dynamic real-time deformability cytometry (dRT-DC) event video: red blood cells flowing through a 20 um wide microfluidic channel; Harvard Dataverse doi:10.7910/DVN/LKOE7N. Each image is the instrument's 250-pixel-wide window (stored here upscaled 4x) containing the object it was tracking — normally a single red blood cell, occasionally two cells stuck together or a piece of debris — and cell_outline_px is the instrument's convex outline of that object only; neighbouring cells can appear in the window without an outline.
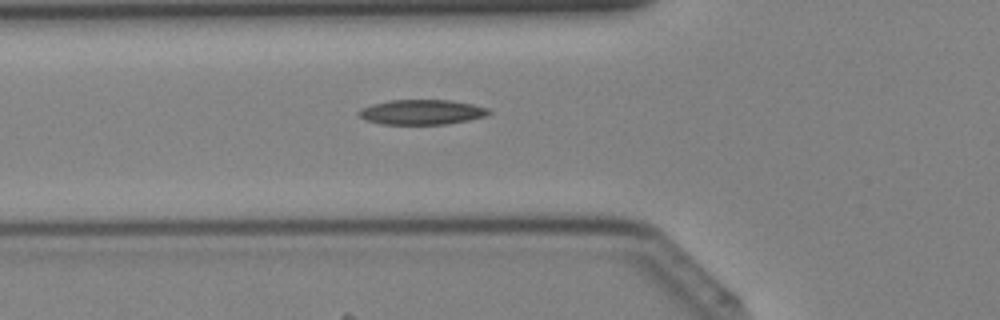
{"species": "Egyptian fruit bat (a non-hibernating species)", "species_latin": "Rousettus aegyptiacus", "temperature_condition": "cold", "stored_images_in_passage": 41, "camera_frame_rate_fps": 3000, "um_per_image_px": 0.085, "animal": {"sex": "female"}, "frame": {"image": 1, "passage_image": 15, "time_ms": 4.667, "image_size_px": [1000, 320], "cell_outline_px": [[492, 112], [484, 116], [468, 120], [448, 124], [380, 124], [364, 120], [356, 112], [360, 108], [372, 104], [388, 100], [448, 100], [472, 104], [488, 108]], "centroid_in_image_um": [35.8, 9.53], "position_along_channel_um": 90.0, "area_um2": 18.96}}
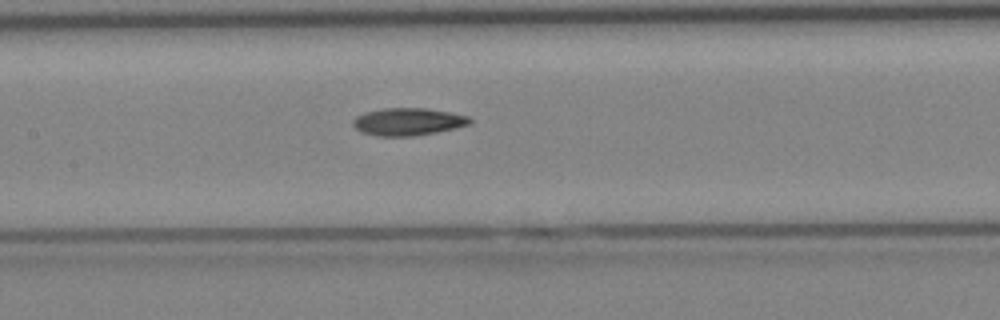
{"frame": {"image": 2, "passage_image": 20, "time_ms": 6.333, "image_size_px": [1000, 320], "cell_outline_px": [[472, 124], [456, 128], [436, 132], [412, 136], [376, 136], [364, 132], [356, 128], [352, 124], [352, 120], [356, 116], [364, 112], [384, 108], [428, 108], [452, 112], [468, 116], [472, 120]], "centroid_in_image_um": [34.71, 10.33], "position_along_channel_um": 172.7, "area_um2": 18.84}}
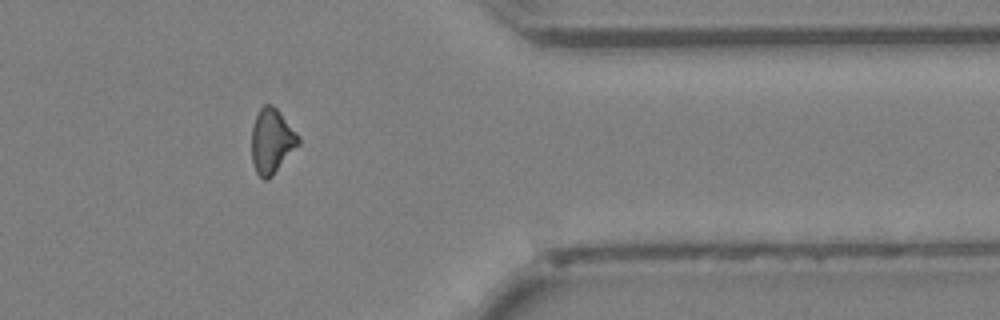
{"frame": {"image": 3, "passage_image": 34, "time_ms": 11.0, "image_size_px": [1000, 320], "cell_outline_px": [[300, 144], [272, 176], [268, 180], [264, 180], [256, 172], [252, 164], [252, 128], [256, 116], [260, 108], [264, 104], [272, 104], [280, 112], [300, 136]], "centroid_in_image_um": [23.11, 12.0], "position_along_channel_um": 388.3, "area_um2": 17.74}}